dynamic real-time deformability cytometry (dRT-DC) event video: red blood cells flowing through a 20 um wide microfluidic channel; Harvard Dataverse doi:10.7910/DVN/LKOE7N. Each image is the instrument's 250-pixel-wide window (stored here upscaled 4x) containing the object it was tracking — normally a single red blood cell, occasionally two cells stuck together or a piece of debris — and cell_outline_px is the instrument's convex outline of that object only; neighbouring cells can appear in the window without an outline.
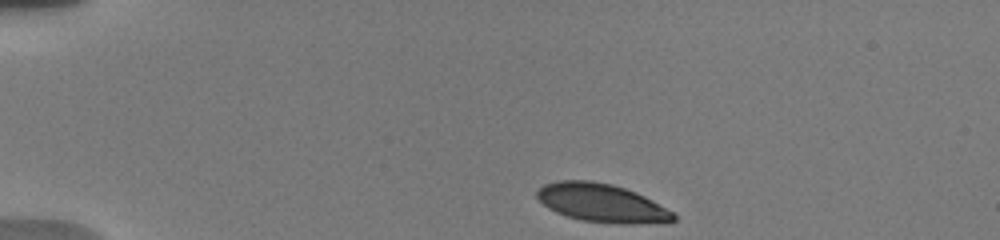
{"species": "human", "species_latin": "Homo sapiens", "temperature_condition": "warm", "stored_images_in_passage": 42, "camera_frame_rate_fps": 3000, "um_per_image_px": 0.085, "donor": {"sex": "male"}, "frame": {"image": 1, "passage_image": 1, "time_ms": 0.0, "image_size_px": [1000, 240], "cell_outline_px": [[676, 220], [668, 224], [616, 224], [580, 220], [556, 212], [548, 208], [536, 196], [536, 192], [544, 184], [556, 180], [592, 180], [612, 184], [636, 192], [652, 200], [672, 212], [676, 216]], "centroid_in_image_um": [51.19, 17.27], "position_along_channel_um": 33.8, "area_um2": 30.87}}
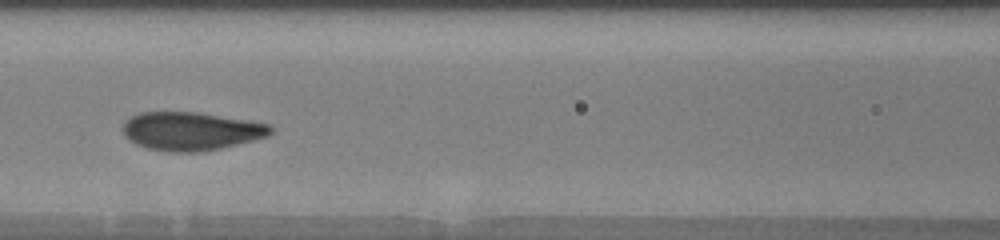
{"frame": {"image": 2, "passage_image": 15, "time_ms": 5.0, "image_size_px": [1000, 240], "cell_outline_px": [[272, 132], [268, 136], [220, 148], [196, 152], [168, 152], [148, 148], [128, 140], [124, 136], [124, 124], [132, 116], [140, 112], [196, 112], [248, 120], [272, 124]], "centroid_in_image_um": [16.25, 11.14], "position_along_channel_um": 150.3, "area_um2": 32.77}}
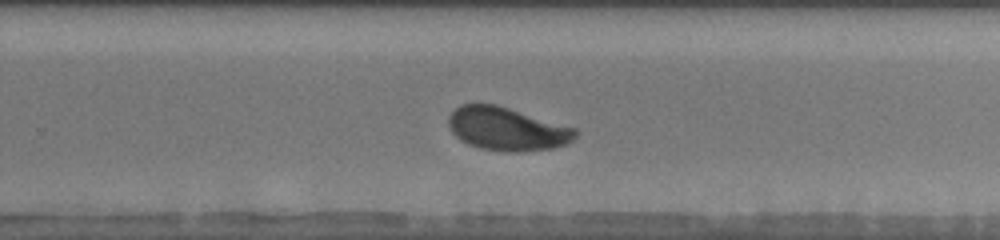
{"frame": {"image": 3, "passage_image": 25, "time_ms": 8.667, "image_size_px": [1000, 240], "cell_outline_px": [[576, 136], [572, 140], [564, 144], [552, 148], [516, 152], [504, 152], [480, 148], [468, 144], [460, 140], [452, 132], [448, 124], [448, 116], [460, 104], [496, 104], [576, 128]], "centroid_in_image_um": [43.06, 10.96], "position_along_channel_um": 286.7, "area_um2": 31.85}, "authors_computed_cell_mechanics": {"area_um2": 31.9345, "velocity_mm_per_s": 3.7287, "shape_relaxation_time_tau1_ms": 2.354, "shape_relaxation_time_tau2_ms": null, "deformation_change_tau1": 0.1609, "deformation_change_tau2": null}}